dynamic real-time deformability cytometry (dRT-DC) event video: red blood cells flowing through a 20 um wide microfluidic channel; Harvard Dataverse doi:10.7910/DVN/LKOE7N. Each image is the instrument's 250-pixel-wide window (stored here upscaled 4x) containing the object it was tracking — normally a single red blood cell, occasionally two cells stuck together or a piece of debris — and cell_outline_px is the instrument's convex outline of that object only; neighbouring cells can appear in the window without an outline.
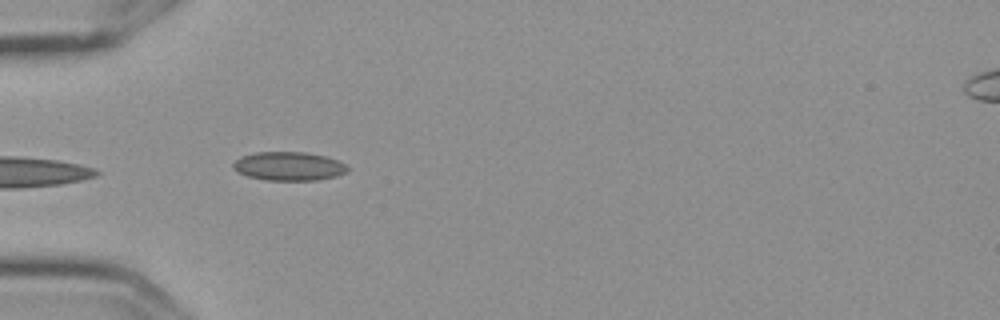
{"species": "Egyptian fruit bat (a non-hibernating species)", "species_latin": "Rousettus aegyptiacus", "temperature_condition": "cold", "stored_images_in_passage": 5, "camera_frame_rate_fps": 3000, "um_per_image_px": 0.085, "frame": {"image": 1, "passage_image": 5, "time_ms": 1.333, "image_size_px": [1000, 320], "cell_outline_px": [[348, 172], [336, 176], [316, 180], [264, 180], [248, 176], [232, 168], [232, 164], [240, 156], [256, 152], [304, 152], [328, 156], [340, 160], [348, 164]], "centroid_in_image_um": [24.6, 14.12], "position_along_channel_um": 60.4, "area_um2": 19.36}}